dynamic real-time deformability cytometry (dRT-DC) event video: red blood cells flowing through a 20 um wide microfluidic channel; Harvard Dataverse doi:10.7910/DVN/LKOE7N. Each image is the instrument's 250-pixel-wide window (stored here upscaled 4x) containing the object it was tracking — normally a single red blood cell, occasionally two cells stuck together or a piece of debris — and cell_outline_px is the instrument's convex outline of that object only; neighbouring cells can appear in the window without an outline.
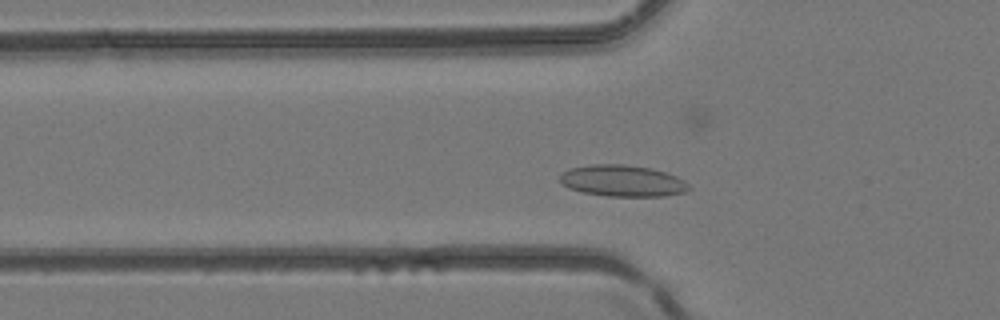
{"species": "common noctule bat (a hibernating species)", "species_latin": "Nyctalus noctula", "temperature_condition": "room temperature", "stored_images_in_passage": 36, "camera_frame_rate_fps": 3000, "um_per_image_px": 0.085, "animal": {"sex": "female", "body_mass_g": 24.6, "forearm_length_mm": 56.2}, "frame": {"image": 1, "passage_image": 7, "time_ms": 2.0, "image_size_px": [1000, 320], "cell_outline_px": [[692, 188], [684, 192], [664, 196], [604, 196], [584, 192], [572, 188], [564, 184], [560, 180], [560, 176], [564, 172], [572, 168], [592, 164], [624, 164], [652, 168], [676, 176], [684, 180]], "centroid_in_image_um": [52.97, 15.37], "position_along_channel_um": 72.8, "area_um2": 23.41}}
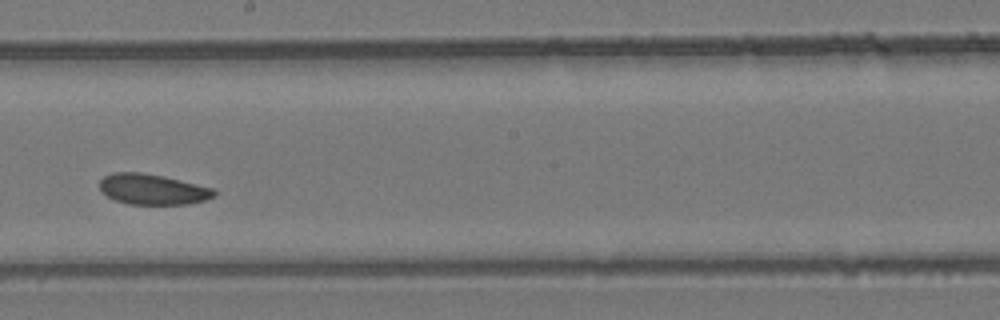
{"frame": {"image": 2, "passage_image": 17, "time_ms": 5.333, "image_size_px": [1000, 320], "cell_outline_px": [[216, 196], [204, 200], [188, 204], [128, 204], [116, 200], [108, 196], [100, 188], [100, 180], [104, 176], [112, 172], [140, 172], [164, 176], [212, 188], [216, 192]], "centroid_in_image_um": [12.97, 16.08], "position_along_channel_um": 235.2, "area_um2": 20.23}}
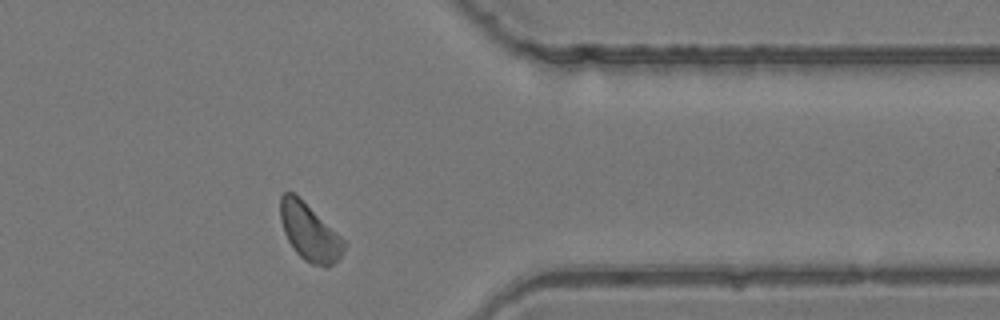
{"frame": {"image": 3, "passage_image": 27, "time_ms": 8.667, "image_size_px": [1000, 320], "cell_outline_px": [[348, 244], [340, 260], [328, 268], [324, 268], [312, 264], [304, 260], [296, 252], [288, 240], [284, 232], [280, 220], [280, 196], [284, 192], [292, 192], [340, 236]], "centroid_in_image_um": [26.33, 19.81], "position_along_channel_um": 385.1, "area_um2": 20.98}}